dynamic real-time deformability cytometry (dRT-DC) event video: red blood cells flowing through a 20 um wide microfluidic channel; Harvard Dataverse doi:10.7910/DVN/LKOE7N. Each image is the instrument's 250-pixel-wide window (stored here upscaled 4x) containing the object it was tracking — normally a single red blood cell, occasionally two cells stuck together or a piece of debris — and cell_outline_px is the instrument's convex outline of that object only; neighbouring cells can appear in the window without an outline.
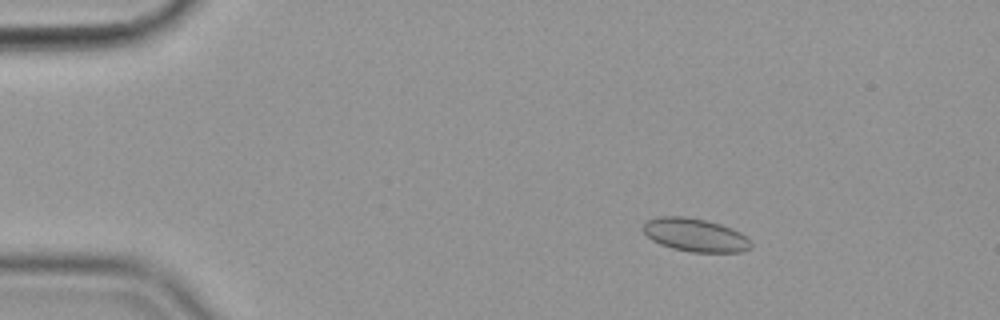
{"species": "common noctule bat (a hibernating species)", "species_latin": "Nyctalus noctula", "temperature_condition": "cold", "stored_images_in_passage": 58, "camera_frame_rate_fps": 3000, "um_per_image_px": 0.085, "animal": {"sex": "female", "body_mass_g": 19.9}, "frame": {"image": 1, "passage_image": 10, "time_ms": 3.0, "image_size_px": [1000, 320], "cell_outline_px": [[752, 248], [740, 252], [692, 252], [672, 248], [660, 244], [652, 240], [640, 228], [644, 220], [660, 216], [684, 216], [704, 220], [720, 224], [732, 228], [748, 236], [752, 240]], "centroid_in_image_um": [59.09, 19.97], "position_along_channel_um": 25.9, "area_um2": 21.21}}
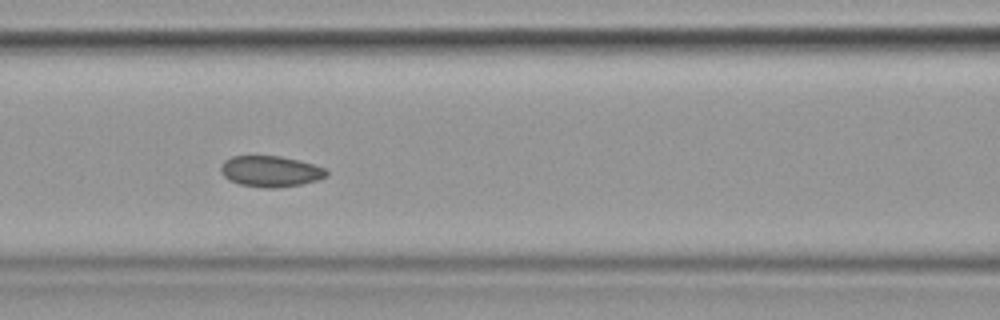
{"frame": {"image": 2, "passage_image": 26, "time_ms": 8.333, "image_size_px": [1000, 320], "cell_outline_px": [[328, 176], [316, 180], [300, 184], [276, 188], [264, 188], [240, 184], [228, 180], [220, 172], [220, 164], [224, 160], [232, 156], [280, 156], [300, 160], [324, 168], [328, 172]], "centroid_in_image_um": [22.96, 14.56], "position_along_channel_um": 143.6, "area_um2": 19.13}}
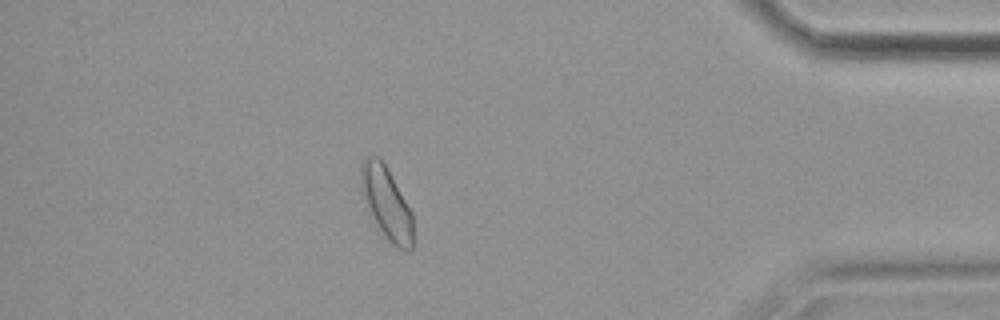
{"frame": {"image": 3, "passage_image": 51, "time_ms": 16.667, "image_size_px": [1000, 320], "cell_outline_px": [[412, 248], [408, 252], [404, 252], [396, 248], [388, 240], [368, 212], [360, 192], [360, 164], [368, 156], [376, 156], [384, 164], [412, 212]], "centroid_in_image_um": [32.82, 17.29], "position_along_channel_um": 402.4, "area_um2": 21.85}, "authors_computed_cell_mechanics": {"area_um2": 20.0855, "velocity_mm_per_s": 3.56, "shape_relaxation_time_tau1_ms": 7.094, "shape_relaxation_time_tau2_ms": 3.6349, "deformation_change_tau1": 0.0723, "deformation_change_tau2": 0.0538}}